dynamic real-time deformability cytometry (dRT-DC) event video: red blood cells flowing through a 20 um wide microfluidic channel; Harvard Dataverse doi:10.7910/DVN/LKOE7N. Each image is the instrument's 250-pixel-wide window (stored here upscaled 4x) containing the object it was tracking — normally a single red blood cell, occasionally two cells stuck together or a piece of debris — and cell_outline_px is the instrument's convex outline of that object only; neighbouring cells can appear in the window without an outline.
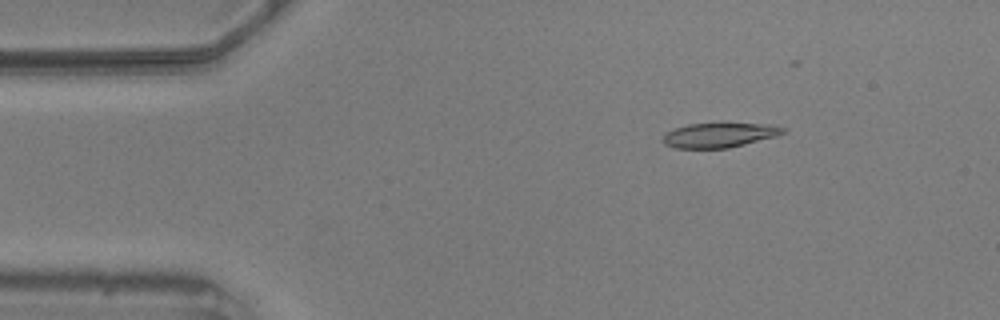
{"species": "common noctule bat (a hibernating species)", "species_latin": "Nyctalus noctula", "temperature_condition": "warm", "stored_images_in_passage": 42, "camera_frame_rate_fps": 3000, "um_per_image_px": 0.085, "animal": {"sex": "male", "body_mass_g": 20.5, "forearm_length_mm": 52.5}, "frame": {"image": 1, "passage_image": 4, "time_ms": 1.0, "image_size_px": [1000, 320], "cell_outline_px": [[788, 128], [784, 132], [776, 136], [728, 148], [676, 148], [664, 144], [664, 136], [668, 132], [676, 128], [688, 124], [768, 124]], "centroid_in_image_um": [61.17, 11.49], "position_along_channel_um": 23.8, "area_um2": 16.82}}
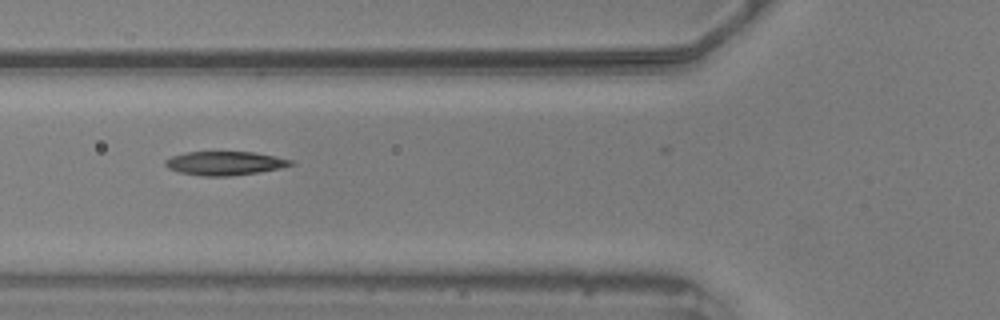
{"frame": {"image": 2, "passage_image": 16, "time_ms": 5.0, "image_size_px": [1000, 320], "cell_outline_px": [[296, 164], [280, 168], [256, 172], [228, 176], [200, 176], [180, 172], [168, 168], [164, 164], [164, 160], [172, 156], [188, 152], [252, 152], [292, 160]], "centroid_in_image_um": [19.08, 13.88], "position_along_channel_um": 106.7, "area_um2": 17.17}}
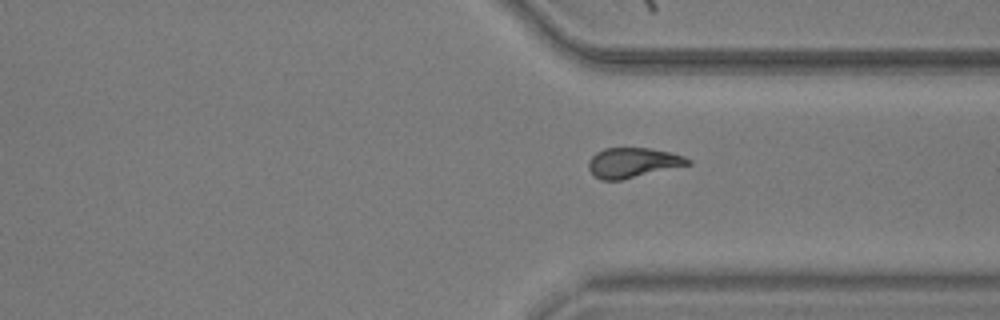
{"frame": {"image": 3, "passage_image": 37, "time_ms": 12.0, "image_size_px": [1000, 320], "cell_outline_px": [[692, 164], [620, 180], [600, 180], [588, 168], [588, 160], [596, 152], [604, 148], [648, 148], [668, 152], [684, 156], [692, 160]], "centroid_in_image_um": [53.79, 13.82], "position_along_channel_um": 357.6, "area_um2": 17.22}, "authors_computed_cell_mechanics": {"area_um2": 17.6868, "velocity_mm_per_s": 3.5788, "shape_relaxation_time_tau1_ms": 5.0237, "shape_relaxation_time_tau2_ms": 4.9185, "deformation_change_tau1": 0.1757, "deformation_change_tau2": 0.1109}}